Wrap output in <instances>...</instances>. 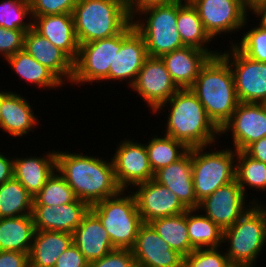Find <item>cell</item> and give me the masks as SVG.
<instances>
[{
  "label": "cell",
  "mask_w": 266,
  "mask_h": 267,
  "mask_svg": "<svg viewBox=\"0 0 266 267\" xmlns=\"http://www.w3.org/2000/svg\"><path fill=\"white\" fill-rule=\"evenodd\" d=\"M78 0H29L32 17L72 13Z\"/></svg>",
  "instance_id": "40"
},
{
  "label": "cell",
  "mask_w": 266,
  "mask_h": 267,
  "mask_svg": "<svg viewBox=\"0 0 266 267\" xmlns=\"http://www.w3.org/2000/svg\"><path fill=\"white\" fill-rule=\"evenodd\" d=\"M252 205L254 204L234 180L202 200L198 209L222 230H225L231 227Z\"/></svg>",
  "instance_id": "15"
},
{
  "label": "cell",
  "mask_w": 266,
  "mask_h": 267,
  "mask_svg": "<svg viewBox=\"0 0 266 267\" xmlns=\"http://www.w3.org/2000/svg\"><path fill=\"white\" fill-rule=\"evenodd\" d=\"M89 210L90 206L79 199L59 206L33 205L32 217L35 230L72 234Z\"/></svg>",
  "instance_id": "20"
},
{
  "label": "cell",
  "mask_w": 266,
  "mask_h": 267,
  "mask_svg": "<svg viewBox=\"0 0 266 267\" xmlns=\"http://www.w3.org/2000/svg\"><path fill=\"white\" fill-rule=\"evenodd\" d=\"M222 248L194 249L184 257V267H233Z\"/></svg>",
  "instance_id": "39"
},
{
  "label": "cell",
  "mask_w": 266,
  "mask_h": 267,
  "mask_svg": "<svg viewBox=\"0 0 266 267\" xmlns=\"http://www.w3.org/2000/svg\"><path fill=\"white\" fill-rule=\"evenodd\" d=\"M72 243L71 233L35 230L29 253L30 267H54L57 258Z\"/></svg>",
  "instance_id": "29"
},
{
  "label": "cell",
  "mask_w": 266,
  "mask_h": 267,
  "mask_svg": "<svg viewBox=\"0 0 266 267\" xmlns=\"http://www.w3.org/2000/svg\"><path fill=\"white\" fill-rule=\"evenodd\" d=\"M79 151L56 152V170L73 189L77 199L89 206L117 195L118 186L112 159L88 155ZM109 159V160H108Z\"/></svg>",
  "instance_id": "1"
},
{
  "label": "cell",
  "mask_w": 266,
  "mask_h": 267,
  "mask_svg": "<svg viewBox=\"0 0 266 267\" xmlns=\"http://www.w3.org/2000/svg\"><path fill=\"white\" fill-rule=\"evenodd\" d=\"M157 133V136L151 134V139L145 142L148 160L153 173L178 161L189 151V148L183 142L175 140L171 136L165 134L162 136L159 135V132Z\"/></svg>",
  "instance_id": "34"
},
{
  "label": "cell",
  "mask_w": 266,
  "mask_h": 267,
  "mask_svg": "<svg viewBox=\"0 0 266 267\" xmlns=\"http://www.w3.org/2000/svg\"><path fill=\"white\" fill-rule=\"evenodd\" d=\"M158 235L184 257L195 248L191 245L187 229V211L178 215L157 218L149 222Z\"/></svg>",
  "instance_id": "32"
},
{
  "label": "cell",
  "mask_w": 266,
  "mask_h": 267,
  "mask_svg": "<svg viewBox=\"0 0 266 267\" xmlns=\"http://www.w3.org/2000/svg\"><path fill=\"white\" fill-rule=\"evenodd\" d=\"M190 89L219 130L229 121L240 103L232 69L220 54L206 62Z\"/></svg>",
  "instance_id": "3"
},
{
  "label": "cell",
  "mask_w": 266,
  "mask_h": 267,
  "mask_svg": "<svg viewBox=\"0 0 266 267\" xmlns=\"http://www.w3.org/2000/svg\"><path fill=\"white\" fill-rule=\"evenodd\" d=\"M130 189L143 223L157 218L178 215L188 209L178 197L154 179L136 184Z\"/></svg>",
  "instance_id": "16"
},
{
  "label": "cell",
  "mask_w": 266,
  "mask_h": 267,
  "mask_svg": "<svg viewBox=\"0 0 266 267\" xmlns=\"http://www.w3.org/2000/svg\"><path fill=\"white\" fill-rule=\"evenodd\" d=\"M77 199L73 189L65 178L55 170L47 179L43 188L33 198V205L59 206Z\"/></svg>",
  "instance_id": "36"
},
{
  "label": "cell",
  "mask_w": 266,
  "mask_h": 267,
  "mask_svg": "<svg viewBox=\"0 0 266 267\" xmlns=\"http://www.w3.org/2000/svg\"><path fill=\"white\" fill-rule=\"evenodd\" d=\"M88 267H137L130 249H115L101 259L92 261Z\"/></svg>",
  "instance_id": "42"
},
{
  "label": "cell",
  "mask_w": 266,
  "mask_h": 267,
  "mask_svg": "<svg viewBox=\"0 0 266 267\" xmlns=\"http://www.w3.org/2000/svg\"><path fill=\"white\" fill-rule=\"evenodd\" d=\"M244 152L253 159L266 163V137L250 144Z\"/></svg>",
  "instance_id": "47"
},
{
  "label": "cell",
  "mask_w": 266,
  "mask_h": 267,
  "mask_svg": "<svg viewBox=\"0 0 266 267\" xmlns=\"http://www.w3.org/2000/svg\"><path fill=\"white\" fill-rule=\"evenodd\" d=\"M132 23L143 37L150 57H161L185 46L177 30V0L139 12Z\"/></svg>",
  "instance_id": "8"
},
{
  "label": "cell",
  "mask_w": 266,
  "mask_h": 267,
  "mask_svg": "<svg viewBox=\"0 0 266 267\" xmlns=\"http://www.w3.org/2000/svg\"><path fill=\"white\" fill-rule=\"evenodd\" d=\"M56 152L52 149L37 156L14 154L13 177L18 180L28 193L34 198L43 188L47 179L56 170ZM26 156V157H25Z\"/></svg>",
  "instance_id": "23"
},
{
  "label": "cell",
  "mask_w": 266,
  "mask_h": 267,
  "mask_svg": "<svg viewBox=\"0 0 266 267\" xmlns=\"http://www.w3.org/2000/svg\"><path fill=\"white\" fill-rule=\"evenodd\" d=\"M32 28L62 50L73 62L78 56L79 42L72 13L32 17Z\"/></svg>",
  "instance_id": "22"
},
{
  "label": "cell",
  "mask_w": 266,
  "mask_h": 267,
  "mask_svg": "<svg viewBox=\"0 0 266 267\" xmlns=\"http://www.w3.org/2000/svg\"><path fill=\"white\" fill-rule=\"evenodd\" d=\"M196 8L205 31L215 41L218 37L237 34L249 16L242 0H189ZM223 34V35H222Z\"/></svg>",
  "instance_id": "11"
},
{
  "label": "cell",
  "mask_w": 266,
  "mask_h": 267,
  "mask_svg": "<svg viewBox=\"0 0 266 267\" xmlns=\"http://www.w3.org/2000/svg\"><path fill=\"white\" fill-rule=\"evenodd\" d=\"M0 267H30L29 253L0 251Z\"/></svg>",
  "instance_id": "44"
},
{
  "label": "cell",
  "mask_w": 266,
  "mask_h": 267,
  "mask_svg": "<svg viewBox=\"0 0 266 267\" xmlns=\"http://www.w3.org/2000/svg\"><path fill=\"white\" fill-rule=\"evenodd\" d=\"M72 242L89 263L115 250L107 231L91 210L72 233Z\"/></svg>",
  "instance_id": "26"
},
{
  "label": "cell",
  "mask_w": 266,
  "mask_h": 267,
  "mask_svg": "<svg viewBox=\"0 0 266 267\" xmlns=\"http://www.w3.org/2000/svg\"><path fill=\"white\" fill-rule=\"evenodd\" d=\"M137 267H184V256L173 250L149 223H143L131 249Z\"/></svg>",
  "instance_id": "18"
},
{
  "label": "cell",
  "mask_w": 266,
  "mask_h": 267,
  "mask_svg": "<svg viewBox=\"0 0 266 267\" xmlns=\"http://www.w3.org/2000/svg\"><path fill=\"white\" fill-rule=\"evenodd\" d=\"M235 180L251 203L264 204L257 197L253 198L251 192L248 194L247 190L266 193V163L253 159L244 151H237Z\"/></svg>",
  "instance_id": "31"
},
{
  "label": "cell",
  "mask_w": 266,
  "mask_h": 267,
  "mask_svg": "<svg viewBox=\"0 0 266 267\" xmlns=\"http://www.w3.org/2000/svg\"><path fill=\"white\" fill-rule=\"evenodd\" d=\"M212 56L193 46H183L160 58L179 89L191 88L201 68Z\"/></svg>",
  "instance_id": "24"
},
{
  "label": "cell",
  "mask_w": 266,
  "mask_h": 267,
  "mask_svg": "<svg viewBox=\"0 0 266 267\" xmlns=\"http://www.w3.org/2000/svg\"><path fill=\"white\" fill-rule=\"evenodd\" d=\"M175 0H129L127 2L130 18L133 19L139 12L154 6L165 5Z\"/></svg>",
  "instance_id": "45"
},
{
  "label": "cell",
  "mask_w": 266,
  "mask_h": 267,
  "mask_svg": "<svg viewBox=\"0 0 266 267\" xmlns=\"http://www.w3.org/2000/svg\"><path fill=\"white\" fill-rule=\"evenodd\" d=\"M10 90H2L0 131L2 134L7 133V136L14 137L13 139L28 137L31 134L29 132L33 134V130L41 124L38 119L40 116L34 112L32 108L34 104L29 103L28 96H23L20 92L21 95L18 93L19 90L17 92Z\"/></svg>",
  "instance_id": "19"
},
{
  "label": "cell",
  "mask_w": 266,
  "mask_h": 267,
  "mask_svg": "<svg viewBox=\"0 0 266 267\" xmlns=\"http://www.w3.org/2000/svg\"><path fill=\"white\" fill-rule=\"evenodd\" d=\"M25 31L0 27V56L3 61L24 49Z\"/></svg>",
  "instance_id": "41"
},
{
  "label": "cell",
  "mask_w": 266,
  "mask_h": 267,
  "mask_svg": "<svg viewBox=\"0 0 266 267\" xmlns=\"http://www.w3.org/2000/svg\"><path fill=\"white\" fill-rule=\"evenodd\" d=\"M33 197L14 177L0 185V218L32 214Z\"/></svg>",
  "instance_id": "35"
},
{
  "label": "cell",
  "mask_w": 266,
  "mask_h": 267,
  "mask_svg": "<svg viewBox=\"0 0 266 267\" xmlns=\"http://www.w3.org/2000/svg\"><path fill=\"white\" fill-rule=\"evenodd\" d=\"M130 88L147 104L145 106L151 113L179 90L162 59L150 56L143 63Z\"/></svg>",
  "instance_id": "14"
},
{
  "label": "cell",
  "mask_w": 266,
  "mask_h": 267,
  "mask_svg": "<svg viewBox=\"0 0 266 267\" xmlns=\"http://www.w3.org/2000/svg\"><path fill=\"white\" fill-rule=\"evenodd\" d=\"M266 0H242L245 8L250 11L252 8H254L257 4L264 2Z\"/></svg>",
  "instance_id": "49"
},
{
  "label": "cell",
  "mask_w": 266,
  "mask_h": 267,
  "mask_svg": "<svg viewBox=\"0 0 266 267\" xmlns=\"http://www.w3.org/2000/svg\"><path fill=\"white\" fill-rule=\"evenodd\" d=\"M249 17L251 16L247 17L242 27V31L247 30L242 33V37L240 34V41L236 37L235 40H229V44H234L243 54L252 60L266 62V28L256 24L254 27L251 25L252 28H249Z\"/></svg>",
  "instance_id": "37"
},
{
  "label": "cell",
  "mask_w": 266,
  "mask_h": 267,
  "mask_svg": "<svg viewBox=\"0 0 266 267\" xmlns=\"http://www.w3.org/2000/svg\"><path fill=\"white\" fill-rule=\"evenodd\" d=\"M90 210L101 221L115 249L133 248L143 221L130 190H121L90 206Z\"/></svg>",
  "instance_id": "6"
},
{
  "label": "cell",
  "mask_w": 266,
  "mask_h": 267,
  "mask_svg": "<svg viewBox=\"0 0 266 267\" xmlns=\"http://www.w3.org/2000/svg\"><path fill=\"white\" fill-rule=\"evenodd\" d=\"M148 57L145 40L131 22L122 31V45L115 54L113 65H110L108 82H113V84L115 81L122 84L126 82V86L130 89Z\"/></svg>",
  "instance_id": "17"
},
{
  "label": "cell",
  "mask_w": 266,
  "mask_h": 267,
  "mask_svg": "<svg viewBox=\"0 0 266 267\" xmlns=\"http://www.w3.org/2000/svg\"><path fill=\"white\" fill-rule=\"evenodd\" d=\"M212 147L191 148L193 186L199 203L221 186L235 180L237 151L228 146L219 150L217 145L214 149Z\"/></svg>",
  "instance_id": "7"
},
{
  "label": "cell",
  "mask_w": 266,
  "mask_h": 267,
  "mask_svg": "<svg viewBox=\"0 0 266 267\" xmlns=\"http://www.w3.org/2000/svg\"><path fill=\"white\" fill-rule=\"evenodd\" d=\"M72 15L79 45L115 36L132 22L125 0H78Z\"/></svg>",
  "instance_id": "5"
},
{
  "label": "cell",
  "mask_w": 266,
  "mask_h": 267,
  "mask_svg": "<svg viewBox=\"0 0 266 267\" xmlns=\"http://www.w3.org/2000/svg\"><path fill=\"white\" fill-rule=\"evenodd\" d=\"M89 262L85 259L80 250L72 243L57 258L54 267H88Z\"/></svg>",
  "instance_id": "43"
},
{
  "label": "cell",
  "mask_w": 266,
  "mask_h": 267,
  "mask_svg": "<svg viewBox=\"0 0 266 267\" xmlns=\"http://www.w3.org/2000/svg\"><path fill=\"white\" fill-rule=\"evenodd\" d=\"M116 146L110 156L116 182L122 190H130L136 184L154 178L145 143L127 137L120 140Z\"/></svg>",
  "instance_id": "12"
},
{
  "label": "cell",
  "mask_w": 266,
  "mask_h": 267,
  "mask_svg": "<svg viewBox=\"0 0 266 267\" xmlns=\"http://www.w3.org/2000/svg\"><path fill=\"white\" fill-rule=\"evenodd\" d=\"M2 89H0V118H1Z\"/></svg>",
  "instance_id": "50"
},
{
  "label": "cell",
  "mask_w": 266,
  "mask_h": 267,
  "mask_svg": "<svg viewBox=\"0 0 266 267\" xmlns=\"http://www.w3.org/2000/svg\"><path fill=\"white\" fill-rule=\"evenodd\" d=\"M10 69L21 81L35 85L38 89L55 91L65 84L47 67L34 59L25 49L5 59ZM59 87V88H58Z\"/></svg>",
  "instance_id": "28"
},
{
  "label": "cell",
  "mask_w": 266,
  "mask_h": 267,
  "mask_svg": "<svg viewBox=\"0 0 266 267\" xmlns=\"http://www.w3.org/2000/svg\"><path fill=\"white\" fill-rule=\"evenodd\" d=\"M220 55L229 63L239 102L266 103V62H258L243 54L234 44Z\"/></svg>",
  "instance_id": "10"
},
{
  "label": "cell",
  "mask_w": 266,
  "mask_h": 267,
  "mask_svg": "<svg viewBox=\"0 0 266 267\" xmlns=\"http://www.w3.org/2000/svg\"><path fill=\"white\" fill-rule=\"evenodd\" d=\"M187 229L190 243L195 249L223 245V230L199 209L187 210Z\"/></svg>",
  "instance_id": "33"
},
{
  "label": "cell",
  "mask_w": 266,
  "mask_h": 267,
  "mask_svg": "<svg viewBox=\"0 0 266 267\" xmlns=\"http://www.w3.org/2000/svg\"><path fill=\"white\" fill-rule=\"evenodd\" d=\"M155 181L172 191L187 209H198L192 178L191 148L178 161L154 173Z\"/></svg>",
  "instance_id": "25"
},
{
  "label": "cell",
  "mask_w": 266,
  "mask_h": 267,
  "mask_svg": "<svg viewBox=\"0 0 266 267\" xmlns=\"http://www.w3.org/2000/svg\"><path fill=\"white\" fill-rule=\"evenodd\" d=\"M24 49L39 63L51 70L65 85L71 84L73 61L33 28L25 32Z\"/></svg>",
  "instance_id": "21"
},
{
  "label": "cell",
  "mask_w": 266,
  "mask_h": 267,
  "mask_svg": "<svg viewBox=\"0 0 266 267\" xmlns=\"http://www.w3.org/2000/svg\"><path fill=\"white\" fill-rule=\"evenodd\" d=\"M176 27L185 46L204 50L212 57L220 54L219 48L213 49L214 46L211 44L213 39L205 31L196 8L189 0H177Z\"/></svg>",
  "instance_id": "27"
},
{
  "label": "cell",
  "mask_w": 266,
  "mask_h": 267,
  "mask_svg": "<svg viewBox=\"0 0 266 267\" xmlns=\"http://www.w3.org/2000/svg\"><path fill=\"white\" fill-rule=\"evenodd\" d=\"M34 234L32 214L0 218V251L30 253Z\"/></svg>",
  "instance_id": "30"
},
{
  "label": "cell",
  "mask_w": 266,
  "mask_h": 267,
  "mask_svg": "<svg viewBox=\"0 0 266 267\" xmlns=\"http://www.w3.org/2000/svg\"><path fill=\"white\" fill-rule=\"evenodd\" d=\"M229 133L233 146H228L236 151H244L253 142L266 137L265 104L240 102L229 121L221 128L220 137L222 134L228 137Z\"/></svg>",
  "instance_id": "13"
},
{
  "label": "cell",
  "mask_w": 266,
  "mask_h": 267,
  "mask_svg": "<svg viewBox=\"0 0 266 267\" xmlns=\"http://www.w3.org/2000/svg\"><path fill=\"white\" fill-rule=\"evenodd\" d=\"M32 23L29 0L0 1V27L26 32L32 28Z\"/></svg>",
  "instance_id": "38"
},
{
  "label": "cell",
  "mask_w": 266,
  "mask_h": 267,
  "mask_svg": "<svg viewBox=\"0 0 266 267\" xmlns=\"http://www.w3.org/2000/svg\"><path fill=\"white\" fill-rule=\"evenodd\" d=\"M250 16L253 15L254 18H257L256 22L263 28H266V1L257 4L254 8L250 11ZM252 14V15H251ZM259 19V20H258Z\"/></svg>",
  "instance_id": "48"
},
{
  "label": "cell",
  "mask_w": 266,
  "mask_h": 267,
  "mask_svg": "<svg viewBox=\"0 0 266 267\" xmlns=\"http://www.w3.org/2000/svg\"><path fill=\"white\" fill-rule=\"evenodd\" d=\"M265 246L266 203L252 205L231 227L223 230L222 247L233 267H255L259 256L266 251Z\"/></svg>",
  "instance_id": "4"
},
{
  "label": "cell",
  "mask_w": 266,
  "mask_h": 267,
  "mask_svg": "<svg viewBox=\"0 0 266 267\" xmlns=\"http://www.w3.org/2000/svg\"><path fill=\"white\" fill-rule=\"evenodd\" d=\"M164 111H168V114L164 115L166 120H163L164 127L161 128L164 133H161L183 142L188 148L215 146L222 141L219 140L220 130L209 119L205 108L190 88L179 89L152 115H163Z\"/></svg>",
  "instance_id": "2"
},
{
  "label": "cell",
  "mask_w": 266,
  "mask_h": 267,
  "mask_svg": "<svg viewBox=\"0 0 266 267\" xmlns=\"http://www.w3.org/2000/svg\"><path fill=\"white\" fill-rule=\"evenodd\" d=\"M11 155V156H9ZM0 152V185L13 178L14 156Z\"/></svg>",
  "instance_id": "46"
},
{
  "label": "cell",
  "mask_w": 266,
  "mask_h": 267,
  "mask_svg": "<svg viewBox=\"0 0 266 267\" xmlns=\"http://www.w3.org/2000/svg\"><path fill=\"white\" fill-rule=\"evenodd\" d=\"M121 45L122 32L109 38L80 44L78 56L73 62L72 87L108 82L110 65H113V59Z\"/></svg>",
  "instance_id": "9"
}]
</instances>
